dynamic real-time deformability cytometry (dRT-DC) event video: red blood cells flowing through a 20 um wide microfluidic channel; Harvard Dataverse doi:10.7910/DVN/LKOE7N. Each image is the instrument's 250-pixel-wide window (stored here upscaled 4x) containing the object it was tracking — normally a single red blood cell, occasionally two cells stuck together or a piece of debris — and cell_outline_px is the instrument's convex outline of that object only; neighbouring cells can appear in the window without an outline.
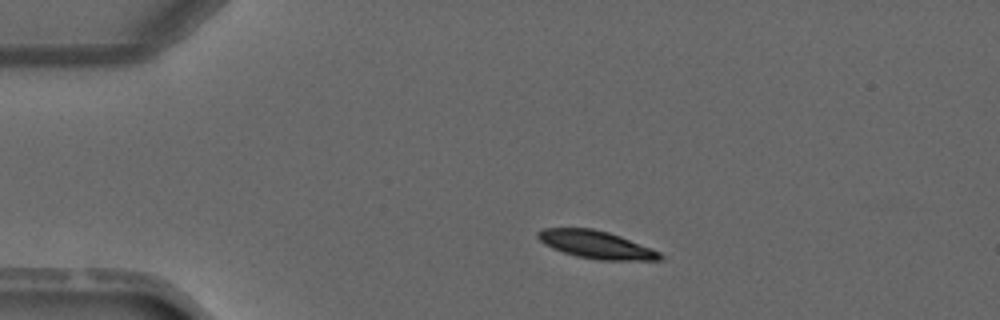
{"species": "common noctule bat (a hibernating species)", "species_latin": "Nyctalus noctula", "temperature_condition": "warm", "stored_images_in_passage": 2, "camera_frame_rate_fps": 3000, "um_per_image_px": 0.085, "animal": {"sex": "male", "forearm_length_mm": 52.5}, "frame": {"image": 1, "passage_image": 1, "time_ms": 0.0, "image_size_px": [1000, 320], "cell_outline_px": [[664, 256], [660, 260], [600, 260], [576, 256], [552, 248], [544, 244], [536, 236], [536, 232], [544, 228], [592, 228], [608, 232], [620, 236], [652, 248], [660, 252]], "centroid_in_image_um": [50.67, 20.79], "position_along_channel_um": 34.3, "area_um2": 19.71}}